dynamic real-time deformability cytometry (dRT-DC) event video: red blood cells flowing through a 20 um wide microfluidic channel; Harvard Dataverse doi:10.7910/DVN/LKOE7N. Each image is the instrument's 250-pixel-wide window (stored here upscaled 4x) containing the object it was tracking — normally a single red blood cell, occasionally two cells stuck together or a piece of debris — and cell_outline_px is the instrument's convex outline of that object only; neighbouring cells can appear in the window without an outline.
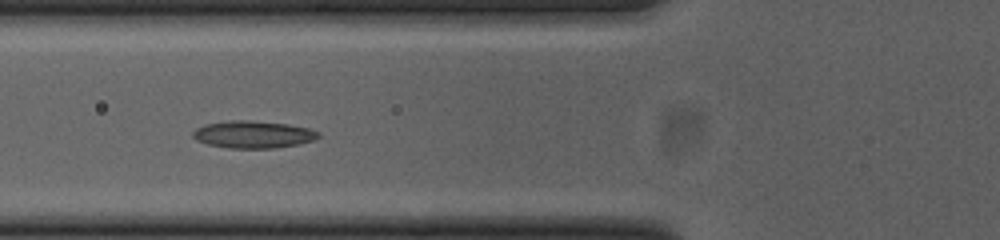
{"species": "common noctule bat (a hibernating species)", "species_latin": "Nyctalus noctula", "temperature_condition": "cold", "stored_images_in_passage": 50, "camera_frame_rate_fps": 3000, "um_per_image_px": 0.085, "animal": {"sex": "female", "body_mass_g": 23.0, "forearm_length_mm": 53.4}, "frame": {"image": 1, "passage_image": 17, "time_ms": 5.333, "image_size_px": [1000, 240], "cell_outline_px": [[320, 136], [312, 140], [296, 144], [272, 148], [228, 148], [208, 144], [196, 140], [192, 136], [192, 132], [196, 128], [204, 124], [228, 120], [248, 120], [288, 124], [308, 128], [320, 132]], "centroid_in_image_um": [21.47, 11.42], "position_along_channel_um": 104.3, "area_um2": 19.88}}
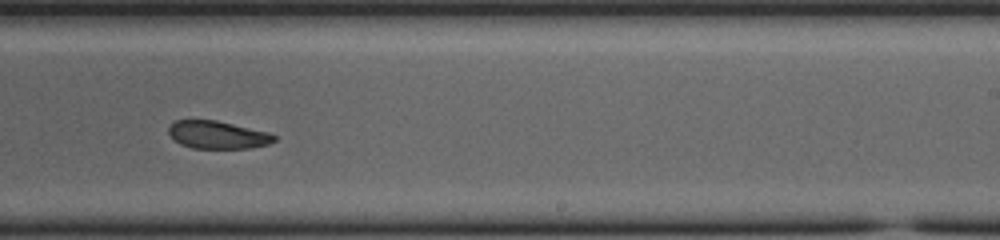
{"frame": {"image": 2, "passage_image": 30, "time_ms": 9.667, "image_size_px": [1000, 240], "cell_outline_px": [[276, 140], [268, 144], [252, 148], [192, 148], [180, 144], [168, 132], [168, 128], [176, 120], [216, 120], [268, 132], [276, 136]], "centroid_in_image_um": [18.51, 11.46], "position_along_channel_um": 270.5, "area_um2": 16.94}}
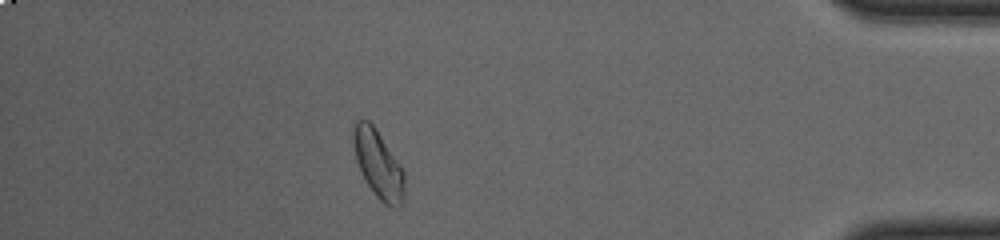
{"frame": {"image": 3, "passage_image": 44, "time_ms": 14.333, "image_size_px": [1000, 240], "cell_outline_px": [[404, 200], [396, 208], [392, 208], [384, 204], [376, 196], [368, 184], [356, 160], [352, 140], [352, 132], [356, 120], [368, 120], [376, 128], [400, 164], [404, 172]], "centroid_in_image_um": [32.16, 13.95], "position_along_channel_um": 403.0, "area_um2": 20.11}, "authors_computed_cell_mechanics": {"area_um2": 19.3052, "velocity_mm_per_s": 3.8453, "shape_relaxation_time_tau1_ms": null, "shape_relaxation_time_tau2_ms": 5.6253, "deformation_change_tau1": null, "deformation_change_tau2": 0.127}}